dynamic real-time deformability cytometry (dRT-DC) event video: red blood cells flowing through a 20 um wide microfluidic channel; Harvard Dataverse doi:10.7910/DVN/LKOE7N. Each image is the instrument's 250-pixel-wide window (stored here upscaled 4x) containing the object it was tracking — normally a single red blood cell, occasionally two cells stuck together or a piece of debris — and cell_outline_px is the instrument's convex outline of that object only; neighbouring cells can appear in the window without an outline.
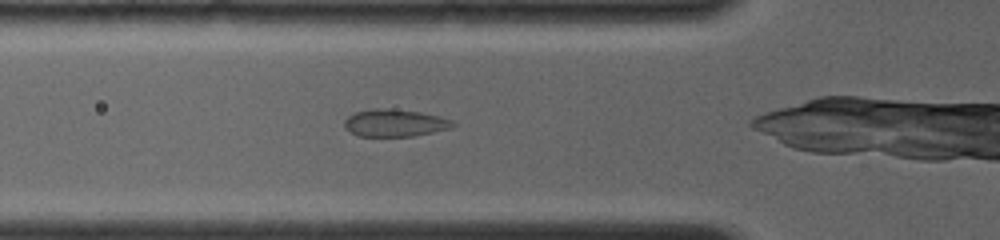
{"species": "common noctule bat (a hibernating species)", "species_latin": "Nyctalus noctula", "temperature_condition": "room temperature", "stored_images_in_passage": 21, "camera_frame_rate_fps": 4000, "um_per_image_px": 0.085, "animal": {"sex": "female", "body_mass_g": 19.0, "forearm_length_mm": 56.7}, "frame": {"image": 1, "passage_image": 3, "time_ms": 1.0, "image_size_px": [1000, 240], "cell_outline_px": [[456, 124], [452, 128], [412, 136], [356, 136], [344, 124], [344, 120], [348, 116], [356, 112], [372, 108], [384, 108], [420, 112], [440, 116], [452, 120]], "centroid_in_image_um": [33.58, 10.44], "position_along_channel_um": 92.2, "area_um2": 17.17}}
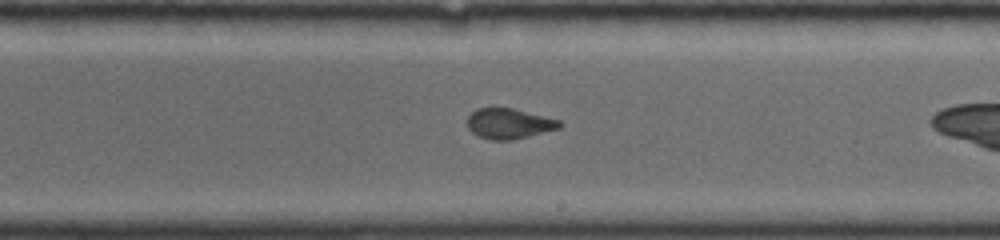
{"frame": {"image": 2, "passage_image": 10, "time_ms": 4.75, "image_size_px": [1000, 240], "cell_outline_px": [[564, 124], [560, 128], [512, 140], [492, 140], [480, 136], [472, 132], [468, 128], [468, 116], [476, 108], [512, 108], [560, 120]], "centroid_in_image_um": [43.28, 10.5], "position_along_channel_um": 245.7, "area_um2": 16.18}}
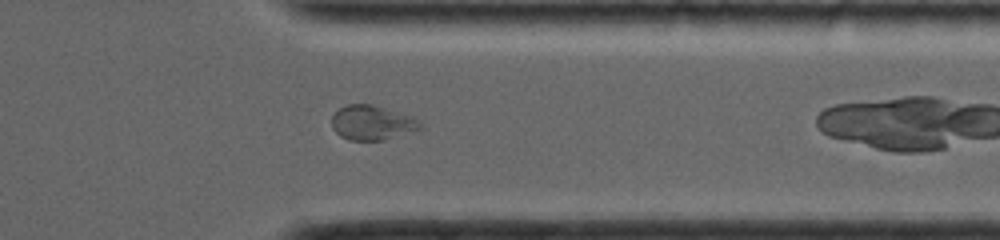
{"frame": {"image": 3, "passage_image": 16, "time_ms": 8.0, "image_size_px": [1000, 240], "cell_outline_px": [[420, 128], [380, 140], [348, 140], [340, 136], [332, 128], [332, 116], [340, 108], [348, 104], [372, 104], [408, 116], [416, 120], [420, 124]], "centroid_in_image_um": [31.51, 10.43], "position_along_channel_um": 379.9, "area_um2": 17.11}}